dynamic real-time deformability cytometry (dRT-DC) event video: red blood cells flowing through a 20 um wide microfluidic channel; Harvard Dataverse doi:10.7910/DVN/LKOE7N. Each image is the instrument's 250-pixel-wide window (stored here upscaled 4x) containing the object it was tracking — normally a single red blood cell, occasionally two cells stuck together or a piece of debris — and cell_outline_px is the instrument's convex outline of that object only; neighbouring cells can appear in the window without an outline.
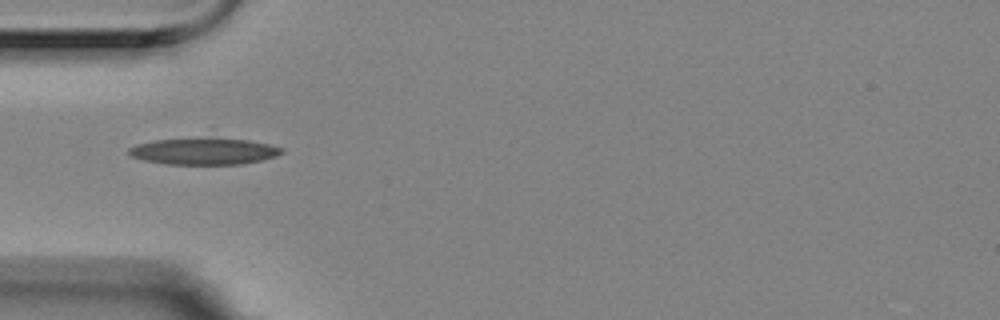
{"species": "Egyptian fruit bat (a non-hibernating species)", "species_latin": "Rousettus aegyptiacus", "temperature_condition": "room temperature", "stored_images_in_passage": 6, "camera_frame_rate_fps": 3000, "um_per_image_px": 0.085, "animal": {"sex": "female"}, "frame": {"image": 1, "passage_image": 1, "time_ms": 0.0, "image_size_px": [1000, 320], "cell_outline_px": [[284, 152], [276, 156], [260, 160], [240, 164], [168, 164], [144, 160], [132, 156], [128, 152], [128, 148], [136, 144], [156, 140], [248, 140], [268, 144], [284, 148]], "centroid_in_image_um": [17.34, 12.89], "position_along_channel_um": 67.7, "area_um2": 22.72}}
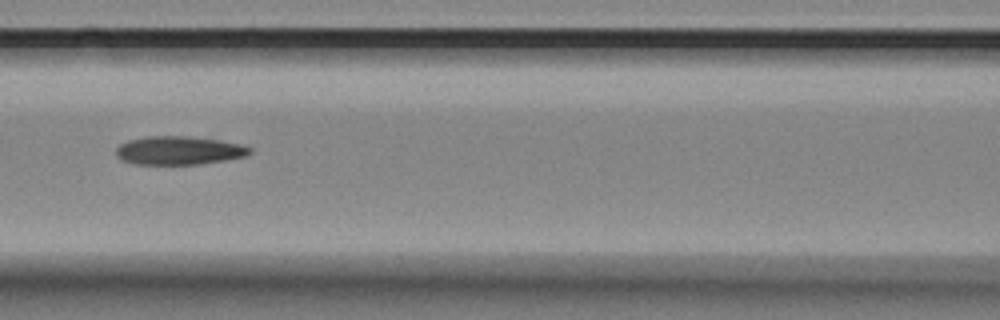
{"frame": {"image": 2, "passage_image": 3, "time_ms": 0.667, "image_size_px": [1000, 320], "cell_outline_px": [[252, 152], [244, 156], [224, 160], [200, 164], [136, 164], [124, 160], [116, 156], [116, 148], [120, 144], [128, 140], [144, 136], [184, 136], [220, 140], [240, 144], [252, 148]], "centroid_in_image_um": [15.19, 12.78], "position_along_channel_um": 151.4, "area_um2": 22.08}}
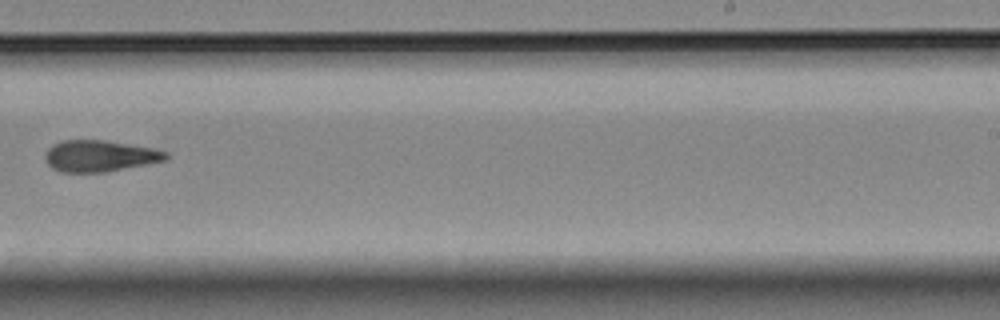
{"frame": {"image": 3, "passage_image": 6, "time_ms": 1.667, "image_size_px": [1000, 320], "cell_outline_px": [[168, 160], [104, 172], [60, 172], [52, 168], [44, 160], [44, 152], [52, 144], [60, 140], [104, 140], [156, 148], [168, 152]], "centroid_in_image_um": [8.46, 13.25], "position_along_channel_um": 280.5, "area_um2": 22.37}}